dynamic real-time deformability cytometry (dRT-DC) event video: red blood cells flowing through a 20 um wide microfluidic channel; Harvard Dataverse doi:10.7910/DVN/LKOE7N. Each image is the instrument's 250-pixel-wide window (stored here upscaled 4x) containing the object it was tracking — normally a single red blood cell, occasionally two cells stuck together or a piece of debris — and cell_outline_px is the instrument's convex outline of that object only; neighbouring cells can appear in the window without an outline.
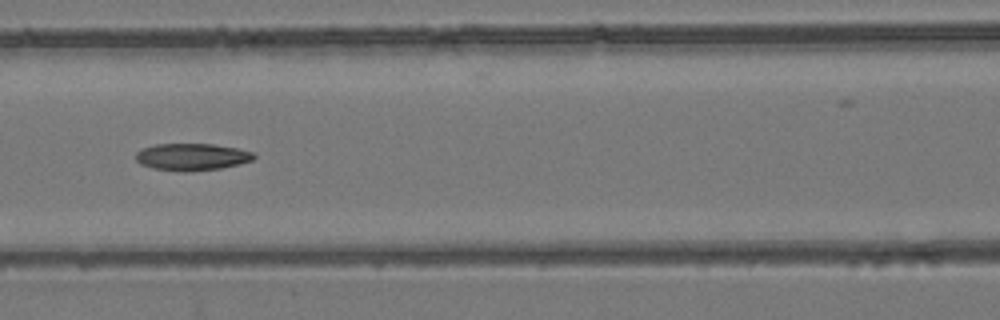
{"species": "common noctule bat (a hibernating species)", "species_latin": "Nyctalus noctula", "temperature_condition": "room temperature", "stored_images_in_passage": 8, "camera_frame_rate_fps": 3000, "um_per_image_px": 0.085, "animal": {"sex": "female", "body_mass_g": 24.6, "forearm_length_mm": 56.2}, "frame": {"image": 1, "passage_image": 7, "time_ms": 7.0, "image_size_px": [1000, 320], "cell_outline_px": [[256, 156], [252, 160], [240, 164], [220, 168], [184, 172], [152, 168], [140, 164], [136, 160], [136, 152], [140, 148], [156, 144], [212, 144], [236, 148], [252, 152]], "centroid_in_image_um": [16.27, 13.33], "position_along_channel_um": 150.3, "area_um2": 18.61}}